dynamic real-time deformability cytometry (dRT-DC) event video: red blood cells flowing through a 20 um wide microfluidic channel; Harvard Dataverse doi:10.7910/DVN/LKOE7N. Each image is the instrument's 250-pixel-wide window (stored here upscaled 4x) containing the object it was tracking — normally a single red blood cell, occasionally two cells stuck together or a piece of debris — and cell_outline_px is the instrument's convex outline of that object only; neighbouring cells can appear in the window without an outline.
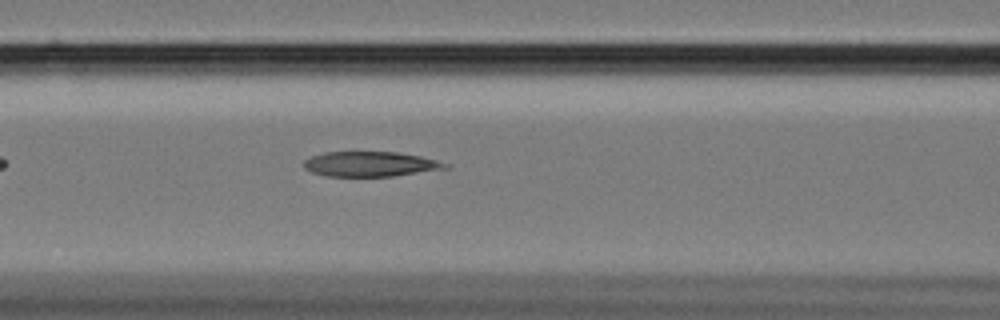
{"species": "Egyptian fruit bat (a non-hibernating species)", "species_latin": "Rousettus aegyptiacus", "temperature_condition": "cold", "stored_images_in_passage": 10, "camera_frame_rate_fps": 3000, "um_per_image_px": 0.085, "animal": {"sex": "female"}, "frame": {"image": 1, "passage_image": 6, "time_ms": 1.667, "image_size_px": [1000, 320], "cell_outline_px": [[448, 168], [392, 176], [328, 176], [312, 172], [304, 168], [304, 160], [312, 156], [324, 152], [396, 152], [420, 156], [436, 160], [448, 164]], "centroid_in_image_um": [31.45, 13.94], "position_along_channel_um": 135.1, "area_um2": 20.35}}